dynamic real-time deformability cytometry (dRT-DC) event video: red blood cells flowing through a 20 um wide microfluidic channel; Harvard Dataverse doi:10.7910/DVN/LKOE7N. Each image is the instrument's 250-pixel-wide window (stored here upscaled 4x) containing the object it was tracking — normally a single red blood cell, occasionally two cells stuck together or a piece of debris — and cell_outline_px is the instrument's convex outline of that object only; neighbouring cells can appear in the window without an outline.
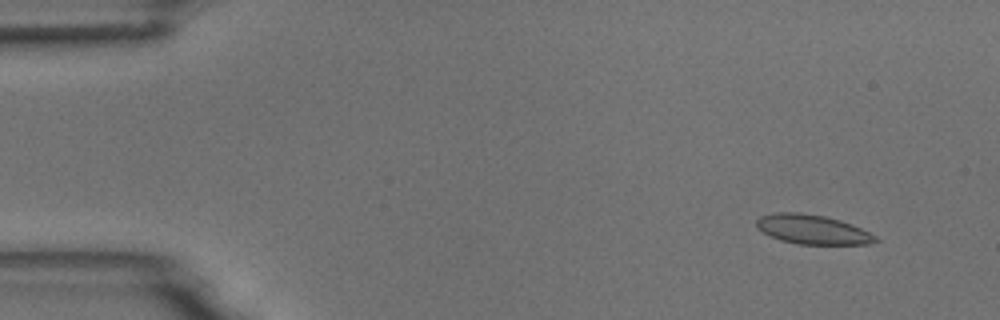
{"species": "common noctule bat (a hibernating species)", "species_latin": "Nyctalus noctula", "temperature_condition": "room temperature", "stored_images_in_passage": 5, "camera_frame_rate_fps": 3000, "um_per_image_px": 0.085, "animal": {"sex": "male", "body_mass_g": 18.8}, "frame": {"image": 1, "passage_image": 2, "time_ms": 1.0, "image_size_px": [1000, 320], "cell_outline_px": [[880, 240], [868, 244], [796, 244], [780, 240], [756, 228], [756, 220], [760, 216], [776, 212], [800, 212], [824, 216], [840, 220], [852, 224], [876, 236]], "centroid_in_image_um": [69.04, 19.5], "position_along_channel_um": 16.0, "area_um2": 20.35}}
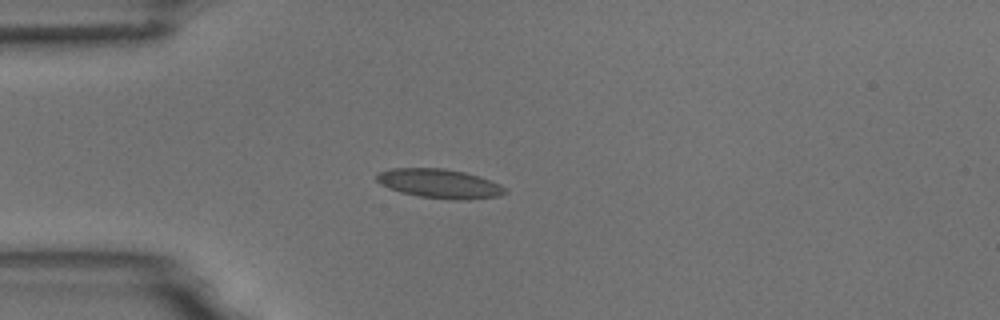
{"frame": {"image": 2, "passage_image": 5, "time_ms": 4.333, "image_size_px": [1000, 320], "cell_outline_px": [[508, 192], [500, 196], [468, 200], [456, 200], [420, 196], [400, 192], [380, 184], [376, 180], [376, 176], [380, 172], [392, 168], [444, 168], [464, 172], [500, 184], [508, 188]], "centroid_in_image_um": [37.39, 15.61], "position_along_channel_um": 47.6, "area_um2": 21.79}}